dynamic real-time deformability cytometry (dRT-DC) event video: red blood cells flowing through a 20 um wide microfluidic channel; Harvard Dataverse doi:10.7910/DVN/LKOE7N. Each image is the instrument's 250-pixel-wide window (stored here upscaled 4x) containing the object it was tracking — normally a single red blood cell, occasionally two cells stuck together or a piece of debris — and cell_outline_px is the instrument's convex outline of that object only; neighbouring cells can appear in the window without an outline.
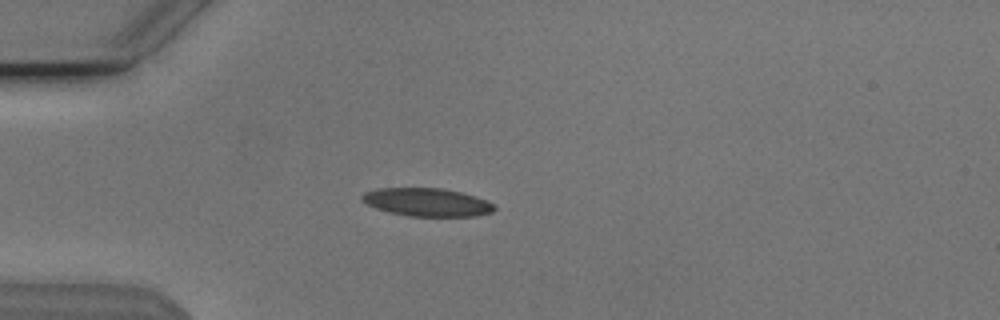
{"species": "Egyptian fruit bat (a non-hibernating species)", "species_latin": "Rousettus aegyptiacus", "temperature_condition": "cold", "stored_images_in_passage": 53, "camera_frame_rate_fps": 3000, "um_per_image_px": 0.085, "animal": {"sex": "male"}, "frame": {"image": 1, "passage_image": 14, "time_ms": 4.333, "image_size_px": [1000, 320], "cell_outline_px": [[496, 208], [492, 212], [476, 216], [408, 216], [388, 212], [376, 208], [360, 200], [360, 196], [364, 192], [380, 188], [440, 188], [460, 192], [484, 200], [492, 204]], "centroid_in_image_um": [36.24, 17.19], "position_along_channel_um": 48.8, "area_um2": 21.5}}
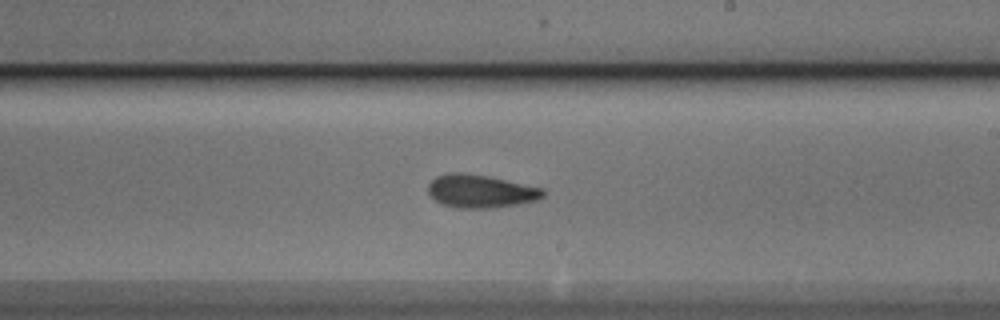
{"frame": {"image": 2, "passage_image": 31, "time_ms": 10.0, "image_size_px": [1000, 320], "cell_outline_px": [[544, 196], [536, 200], [516, 204], [492, 208], [456, 208], [444, 204], [436, 200], [428, 192], [428, 184], [436, 176], [452, 172], [460, 172], [488, 176], [544, 188]], "centroid_in_image_um": [40.85, 16.25], "position_along_channel_um": 248.2, "area_um2": 22.02}}
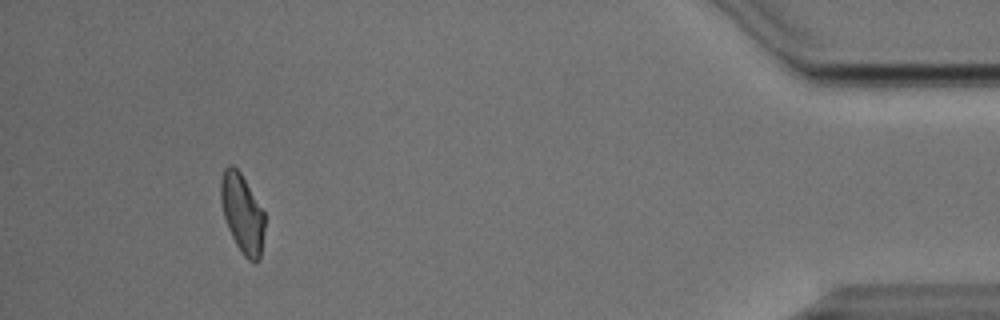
{"frame": {"image": 3, "passage_image": 49, "time_ms": 16.0, "image_size_px": [1000, 320], "cell_outline_px": [[264, 228], [260, 260], [248, 260], [244, 256], [236, 244], [228, 228], [224, 216], [220, 200], [220, 180], [224, 168], [228, 164], [232, 164], [240, 172], [264, 212]], "centroid_in_image_um": [20.57, 18.11], "position_along_channel_um": 414.6, "area_um2": 20.0}, "authors_computed_cell_mechanics": {"area_um2": 21.0392, "velocity_mm_per_s": 3.821, "shape_relaxation_time_tau1_ms": 5.5639, "shape_relaxation_time_tau2_ms": 3.0995, "deformation_change_tau1": 0.157, "deformation_change_tau2": 0.0986}}